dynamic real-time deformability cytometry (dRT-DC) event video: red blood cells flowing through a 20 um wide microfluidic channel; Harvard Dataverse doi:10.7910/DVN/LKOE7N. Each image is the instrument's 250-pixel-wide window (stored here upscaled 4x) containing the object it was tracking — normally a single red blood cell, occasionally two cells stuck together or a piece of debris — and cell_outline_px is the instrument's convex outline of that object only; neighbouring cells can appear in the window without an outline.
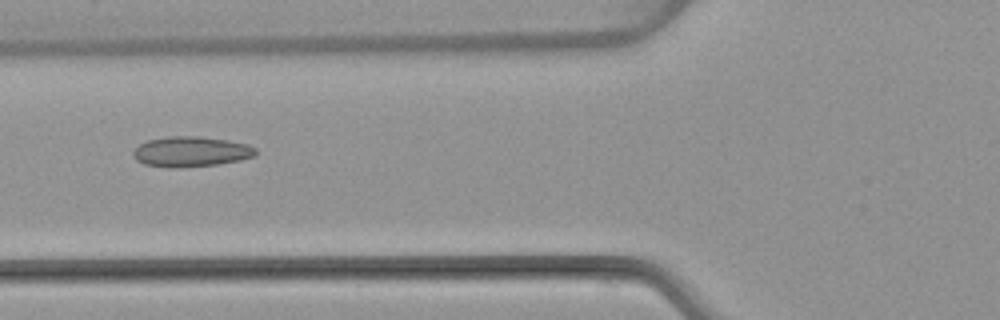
{"species": "common noctule bat (a hibernating species)", "species_latin": "Nyctalus noctula", "temperature_condition": "warm", "stored_images_in_passage": 5, "camera_frame_rate_fps": 3000, "um_per_image_px": 0.085, "animal": {"sex": "female", "body_mass_g": 22.7, "forearm_length_mm": 54.2}, "frame": {"image": 1, "passage_image": 5, "time_ms": 5.0, "image_size_px": [1000, 320], "cell_outline_px": [[256, 156], [240, 160], [216, 164], [176, 168], [168, 168], [144, 164], [136, 160], [132, 156], [132, 152], [140, 144], [148, 140], [168, 136], [200, 136], [228, 140], [248, 144], [256, 148]], "centroid_in_image_um": [16.23, 12.89], "position_along_channel_um": 109.6, "area_um2": 21.73}}